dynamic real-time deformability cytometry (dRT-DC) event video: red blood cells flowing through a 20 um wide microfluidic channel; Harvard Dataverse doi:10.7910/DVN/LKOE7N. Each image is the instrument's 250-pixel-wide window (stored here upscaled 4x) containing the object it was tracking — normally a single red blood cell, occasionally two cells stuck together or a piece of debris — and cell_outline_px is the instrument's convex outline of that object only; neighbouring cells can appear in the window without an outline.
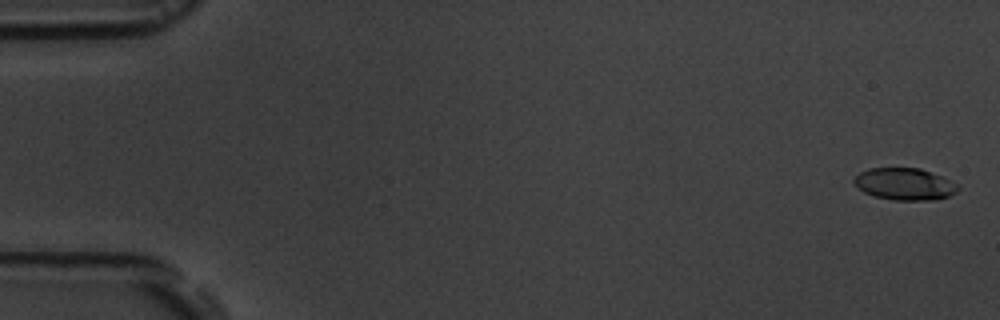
{"species": "common noctule bat (a hibernating species)", "species_latin": "Nyctalus noctula", "temperature_condition": "room temperature", "stored_images_in_passage": 4, "camera_frame_rate_fps": 3000, "um_per_image_px": 0.085, "animal": {"sex": "male", "body_mass_g": 19.5, "forearm_length_mm": 54.6}, "frame": {"image": 1, "passage_image": 1, "time_ms": 0.0, "image_size_px": [1000, 320], "cell_outline_px": [[960, 188], [956, 192], [948, 196], [932, 200], [896, 200], [876, 196], [864, 192], [852, 180], [860, 172], [868, 168], [920, 168], [960, 184]], "centroid_in_image_um": [76.92, 15.64], "position_along_channel_um": 8.1, "area_um2": 19.19}}